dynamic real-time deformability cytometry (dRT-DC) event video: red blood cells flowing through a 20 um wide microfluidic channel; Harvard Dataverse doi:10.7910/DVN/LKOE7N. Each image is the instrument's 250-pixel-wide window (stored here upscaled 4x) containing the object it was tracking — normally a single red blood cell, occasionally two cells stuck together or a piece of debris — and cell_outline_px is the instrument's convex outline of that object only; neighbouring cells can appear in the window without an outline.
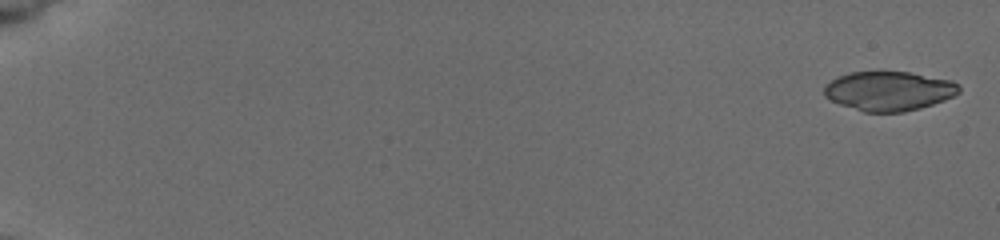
{"species": "common noctule bat (a hibernating species)", "species_latin": "Nyctalus noctula", "temperature_condition": "cold", "stored_images_in_passage": 14, "camera_frame_rate_fps": 3000, "um_per_image_px": 0.085, "animal": {"sex": "female", "body_mass_g": 19.5, "forearm_length_mm": 54.1}, "frame": {"image": 1, "passage_image": 1, "time_ms": 0.0, "image_size_px": [1000, 240], "cell_outline_px": [[960, 92], [944, 100], [920, 108], [904, 112], [864, 112], [828, 100], [824, 96], [824, 84], [848, 72], [908, 72], [952, 80], [960, 84]], "centroid_in_image_um": [75.55, 7.74], "position_along_channel_um": 9.5, "area_um2": 30.98}}